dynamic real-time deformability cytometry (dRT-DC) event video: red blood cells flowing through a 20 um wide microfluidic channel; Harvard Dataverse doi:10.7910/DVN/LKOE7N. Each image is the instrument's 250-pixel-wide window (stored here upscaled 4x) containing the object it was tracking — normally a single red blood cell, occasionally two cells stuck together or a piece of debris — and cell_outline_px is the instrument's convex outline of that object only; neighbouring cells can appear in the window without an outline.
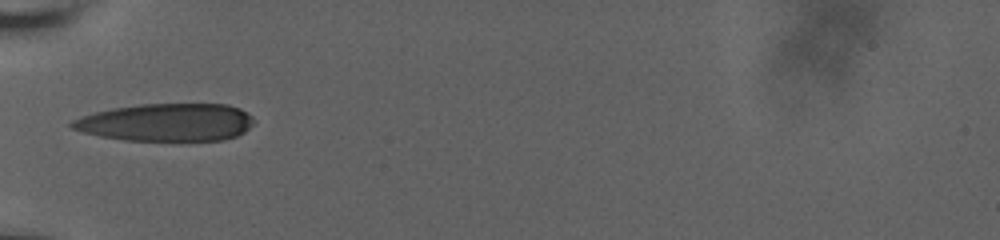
{"species": "human", "species_latin": "Homo sapiens", "temperature_condition": "room temperature", "stored_images_in_passage": 37, "camera_frame_rate_fps": 3000, "um_per_image_px": 0.085, "donor": {"sex": "male"}, "frame": {"image": 1, "passage_image": 1, "time_ms": 0.0, "image_size_px": [1000, 240], "cell_outline_px": [[256, 120], [244, 132], [236, 136], [224, 140], [124, 140], [100, 136], [84, 132], [72, 128], [68, 124], [72, 120], [96, 112], [112, 108], [140, 104], [228, 104], [240, 108], [252, 116]], "centroid_in_image_um": [14.18, 10.39], "position_along_channel_um": 70.8, "area_um2": 39.88}}
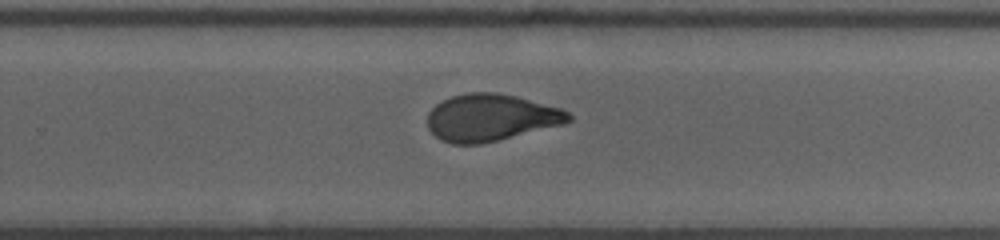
{"frame": {"image": 2, "passage_image": 19, "time_ms": 6.0, "image_size_px": [1000, 240], "cell_outline_px": [[572, 120], [564, 124], [480, 144], [452, 144], [440, 140], [428, 128], [428, 112], [436, 104], [452, 96], [468, 92], [496, 92], [516, 96], [560, 108], [568, 112], [572, 116]], "centroid_in_image_um": [41.71, 9.99], "position_along_channel_um": 288.1, "area_um2": 38.49}}
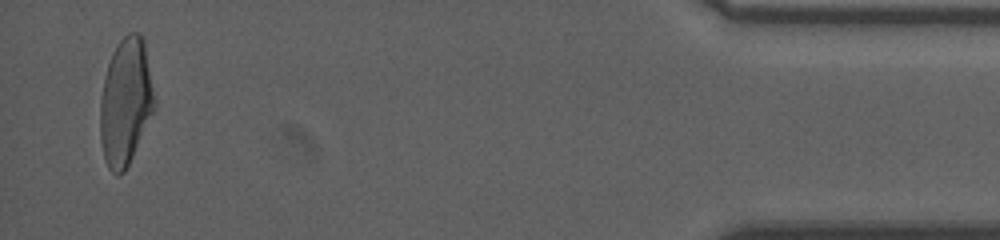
{"frame": {"image": 3, "passage_image": 36, "time_ms": 11.667, "image_size_px": [1000, 240], "cell_outline_px": [[156, 104], [132, 156], [124, 172], [120, 176], [116, 176], [108, 168], [104, 156], [100, 140], [100, 100], [104, 80], [108, 64], [112, 52], [120, 40], [128, 32], [140, 32], [144, 40]], "centroid_in_image_um": [10.66, 8.64], "position_along_channel_um": 424.5, "area_um2": 39.88}, "authors_computed_cell_mechanics": {"area_um2": 39.2462, "velocity_mm_per_s": 3.6697, "shape_relaxation_time_tau1_ms": 8.8951, "shape_relaxation_time_tau2_ms": 1.8125, "deformation_change_tau1": 0.2602, "deformation_change_tau2": 0.0834}}